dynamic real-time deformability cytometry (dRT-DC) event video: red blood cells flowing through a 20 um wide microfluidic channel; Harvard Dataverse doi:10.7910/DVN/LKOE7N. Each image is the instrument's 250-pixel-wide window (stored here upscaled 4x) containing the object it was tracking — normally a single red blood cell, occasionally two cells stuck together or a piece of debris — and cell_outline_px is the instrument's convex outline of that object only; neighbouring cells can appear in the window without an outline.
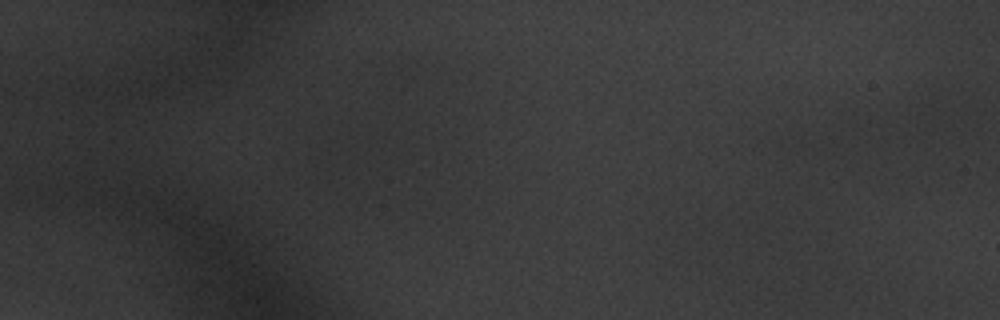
{"species": "common noctule bat (a hibernating species)", "species_latin": "Nyctalus noctula", "temperature_condition": "warm", "stored_images_in_passage": 4, "camera_frame_rate_fps": 3000, "um_per_image_px": 0.085, "animal": {"sex": "male", "body_mass_g": 20.1, "forearm_length_mm": 53.5}, "frame": {"image": 1, "passage_image": 4, "time_ms": 1.0, "image_size_px": [1000, 320], "cell_outline_px": [[980, 132], [960, 140], [924, 148], [880, 144], [880, 128], [924, 96], [936, 92], [960, 88], [972, 92], [980, 124]], "centroid_in_image_um": [79.38, 10.27], "position_along_channel_um": 5.6, "area_um2": 30.11}}